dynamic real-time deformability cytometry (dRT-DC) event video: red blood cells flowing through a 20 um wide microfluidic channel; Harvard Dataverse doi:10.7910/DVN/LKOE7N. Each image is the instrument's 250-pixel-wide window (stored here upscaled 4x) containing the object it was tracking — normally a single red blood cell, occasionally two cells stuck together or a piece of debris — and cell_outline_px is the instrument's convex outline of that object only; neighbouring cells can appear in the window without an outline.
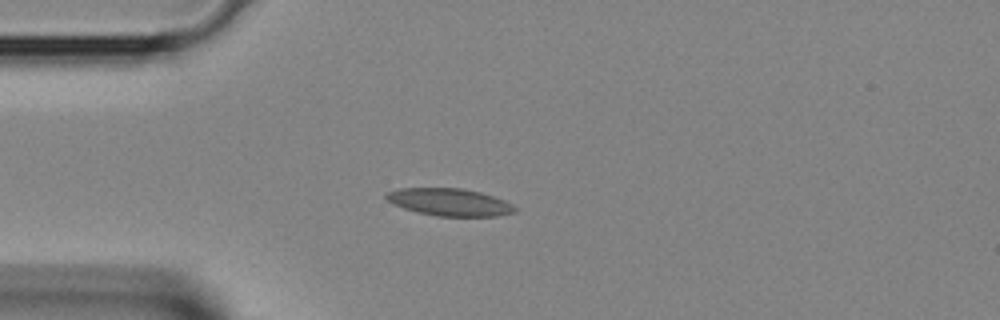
{"species": "Egyptian fruit bat (a non-hibernating species)", "species_latin": "Rousettus aegyptiacus", "temperature_condition": "room temperature", "stored_images_in_passage": 2, "camera_frame_rate_fps": 3000, "um_per_image_px": 0.085, "animal": {"sex": "female"}, "frame": {"image": 1, "passage_image": 2, "time_ms": 0.333, "image_size_px": [1000, 320], "cell_outline_px": [[520, 208], [516, 212], [496, 216], [436, 216], [404, 208], [388, 200], [384, 196], [388, 192], [400, 188], [460, 188], [480, 192], [504, 200]], "centroid_in_image_um": [38.27, 17.18], "position_along_channel_um": 46.7, "area_um2": 20.35}}